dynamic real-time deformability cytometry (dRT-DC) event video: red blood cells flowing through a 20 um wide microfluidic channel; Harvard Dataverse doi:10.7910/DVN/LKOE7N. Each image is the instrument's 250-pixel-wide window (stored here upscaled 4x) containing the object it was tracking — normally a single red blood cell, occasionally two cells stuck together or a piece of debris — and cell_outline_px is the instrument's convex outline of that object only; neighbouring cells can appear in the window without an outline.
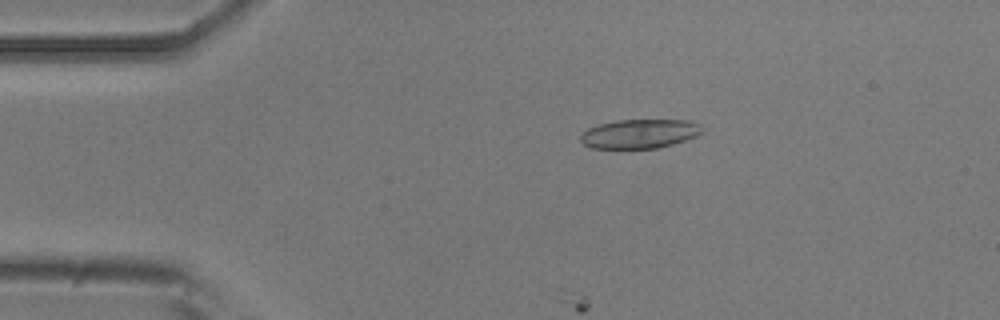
{"species": "common noctule bat (a hibernating species)", "species_latin": "Nyctalus noctula", "temperature_condition": "room temperature", "stored_images_in_passage": 51, "camera_frame_rate_fps": 3000, "um_per_image_px": 0.085, "animal": {"sex": "male", "body_mass_g": 20.5, "forearm_length_mm": 52.5}, "frame": {"image": 1, "passage_image": 10, "time_ms": 3.0, "image_size_px": [1000, 320], "cell_outline_px": [[704, 132], [696, 136], [672, 144], [656, 148], [592, 148], [584, 144], [580, 140], [580, 136], [588, 128], [600, 124], [616, 120], [688, 120], [700, 124]], "centroid_in_image_um": [54.38, 11.36], "position_along_channel_um": 30.6, "area_um2": 20.52}}